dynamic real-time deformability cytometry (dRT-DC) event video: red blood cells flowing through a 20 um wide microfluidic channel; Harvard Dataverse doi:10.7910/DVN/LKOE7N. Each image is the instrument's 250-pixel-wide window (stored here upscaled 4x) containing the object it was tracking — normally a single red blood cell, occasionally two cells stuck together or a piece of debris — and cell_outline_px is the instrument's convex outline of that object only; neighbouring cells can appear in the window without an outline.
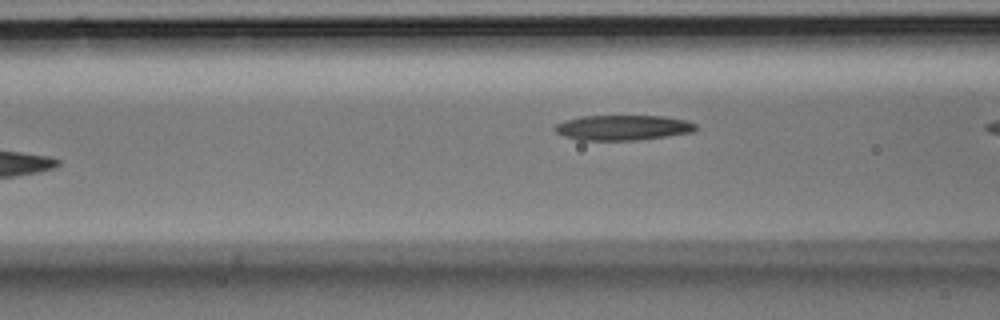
{"species": "Egyptian fruit bat (a non-hibernating species)", "species_latin": "Rousettus aegyptiacus", "temperature_condition": "room temperature", "stored_images_in_passage": 4, "camera_frame_rate_fps": 3000, "um_per_image_px": 0.085, "animal": {"sex": "male"}, "frame": {"image": 1, "passage_image": 4, "time_ms": 1.0, "image_size_px": [1000, 320], "cell_outline_px": [[696, 128], [692, 132], [668, 136], [636, 140], [580, 140], [564, 136], [556, 132], [552, 128], [556, 124], [564, 120], [580, 116], [664, 116], [688, 120], [696, 124]], "centroid_in_image_um": [52.93, 10.84], "position_along_channel_um": 113.7, "area_um2": 20.75}}